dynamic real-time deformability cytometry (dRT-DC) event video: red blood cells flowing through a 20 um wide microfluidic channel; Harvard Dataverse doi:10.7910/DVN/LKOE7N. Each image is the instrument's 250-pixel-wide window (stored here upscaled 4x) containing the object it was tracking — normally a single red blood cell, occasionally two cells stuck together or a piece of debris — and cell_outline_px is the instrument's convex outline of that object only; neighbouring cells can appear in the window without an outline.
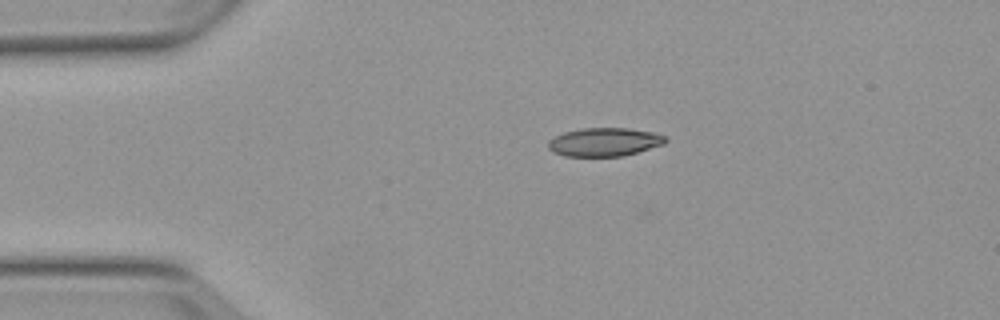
{"species": "Egyptian fruit bat (a non-hibernating species)", "species_latin": "Rousettus aegyptiacus", "temperature_condition": "warm", "stored_images_in_passage": 4, "camera_frame_rate_fps": 3000, "um_per_image_px": 0.085, "animal": {"sex": "female"}, "frame": {"image": 1, "passage_image": 4, "time_ms": 4.0, "image_size_px": [1000, 320], "cell_outline_px": [[668, 140], [664, 144], [624, 156], [564, 156], [552, 152], [548, 148], [548, 140], [564, 132], [584, 128], [628, 128], [652, 132], [664, 136]], "centroid_in_image_um": [51.36, 12.07], "position_along_channel_um": 33.6, "area_um2": 19.42}}